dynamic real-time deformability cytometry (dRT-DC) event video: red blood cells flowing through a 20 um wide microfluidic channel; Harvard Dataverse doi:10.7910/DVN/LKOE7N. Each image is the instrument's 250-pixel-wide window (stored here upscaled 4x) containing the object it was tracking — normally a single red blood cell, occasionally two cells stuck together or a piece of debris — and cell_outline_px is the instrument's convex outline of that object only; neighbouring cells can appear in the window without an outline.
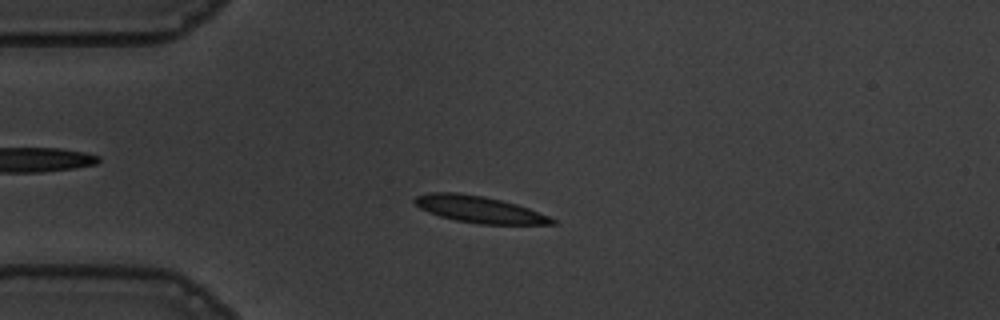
{"species": "common noctule bat (a hibernating species)", "species_latin": "Nyctalus noctula", "temperature_condition": "warm", "stored_images_in_passage": 54, "camera_frame_rate_fps": 3000, "um_per_image_px": 0.085, "animal": {"sex": "male", "body_mass_g": 19.5, "forearm_length_mm": 54.6}, "frame": {"image": 1, "passage_image": 13, "time_ms": 4.0, "image_size_px": [1000, 320], "cell_outline_px": [[556, 224], [476, 224], [456, 220], [440, 216], [428, 212], [420, 208], [412, 200], [416, 196], [432, 192], [456, 192], [484, 196], [516, 204], [528, 208], [548, 216], [556, 220]], "centroid_in_image_um": [40.71, 17.8], "position_along_channel_um": 44.3, "area_um2": 21.21}}
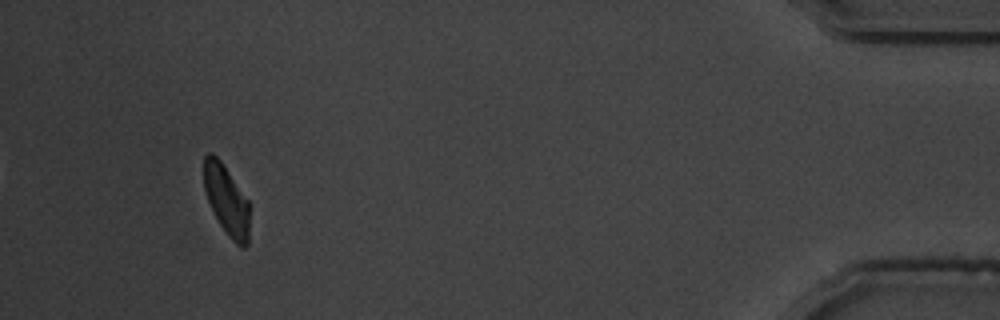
{"frame": {"image": 2, "passage_image": 51, "time_ms": 16.667, "image_size_px": [1000, 320], "cell_outline_px": [[248, 244], [244, 248], [240, 248], [228, 236], [220, 224], [208, 200], [204, 188], [204, 156], [208, 152], [212, 152], [220, 160], [248, 200]], "centroid_in_image_um": [19.25, 17.01], "position_along_channel_um": 416.0, "area_um2": 18.26}, "authors_computed_cell_mechanics": {"area_um2": 20.8369, "velocity_mm_per_s": 3.6259, "shape_relaxation_time_tau1_ms": 2.8868, "shape_relaxation_time_tau2_ms": 2.4074, "deformation_change_tau1": 0.1197, "deformation_change_tau2": 0.0911}}